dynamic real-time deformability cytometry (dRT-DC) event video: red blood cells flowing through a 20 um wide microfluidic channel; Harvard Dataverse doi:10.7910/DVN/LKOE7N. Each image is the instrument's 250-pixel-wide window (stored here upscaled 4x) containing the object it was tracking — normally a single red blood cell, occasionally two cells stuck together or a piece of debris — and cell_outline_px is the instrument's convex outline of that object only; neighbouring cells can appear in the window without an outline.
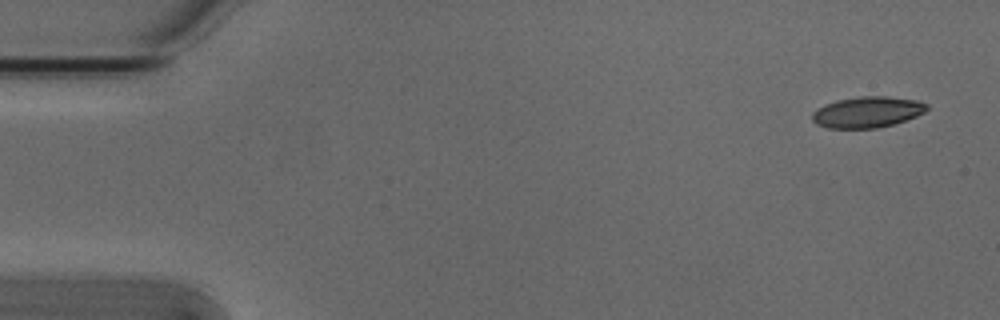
{"species": "Egyptian fruit bat (a non-hibernating species)", "species_latin": "Rousettus aegyptiacus", "temperature_condition": "cold", "stored_images_in_passage": 7, "camera_frame_rate_fps": 3000, "um_per_image_px": 0.085, "animal": {"sex": "male"}, "frame": {"image": 1, "passage_image": 1, "time_ms": 0.0, "image_size_px": [1000, 320], "cell_outline_px": [[928, 108], [924, 112], [916, 116], [892, 124], [876, 128], [828, 128], [816, 124], [812, 120], [812, 112], [816, 108], [824, 104], [836, 100], [860, 96], [888, 96], [916, 100], [928, 104]], "centroid_in_image_um": [73.68, 9.52], "position_along_channel_um": 11.3, "area_um2": 20.75}}
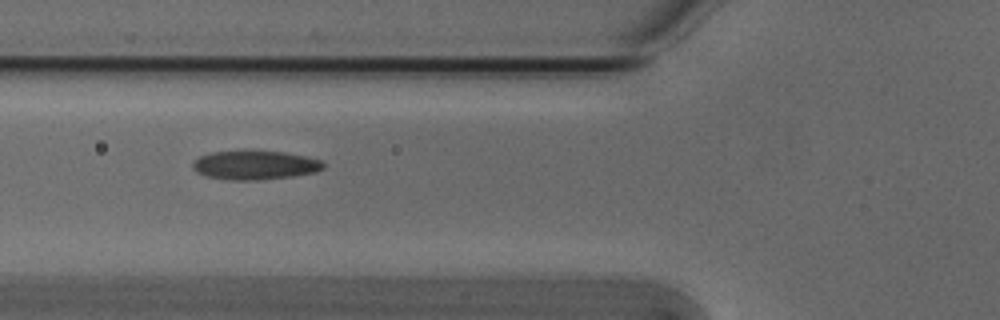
{"frame": {"image": 2, "passage_image": 5, "time_ms": 1.333, "image_size_px": [1000, 320], "cell_outline_px": [[324, 168], [316, 172], [292, 176], [256, 180], [228, 180], [208, 176], [196, 172], [192, 168], [192, 164], [200, 156], [212, 152], [244, 148], [284, 152], [308, 156], [324, 160]], "centroid_in_image_um": [21.69, 13.99], "position_along_channel_um": 104.1, "area_um2": 22.83}}
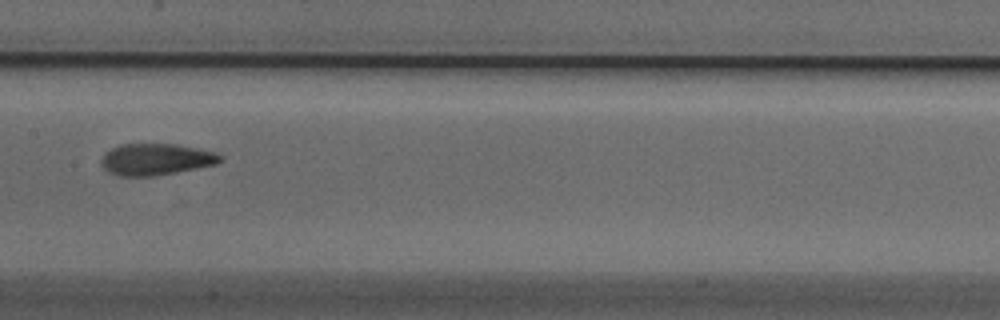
{"frame": {"image": 3, "passage_image": 7, "time_ms": 2.0, "image_size_px": [1000, 320], "cell_outline_px": [[224, 160], [216, 164], [156, 176], [120, 176], [104, 168], [100, 164], [100, 160], [104, 152], [120, 144], [176, 144], [216, 152], [224, 156]], "centroid_in_image_um": [13.27, 13.54], "position_along_channel_um": 194.1, "area_um2": 21.96}}